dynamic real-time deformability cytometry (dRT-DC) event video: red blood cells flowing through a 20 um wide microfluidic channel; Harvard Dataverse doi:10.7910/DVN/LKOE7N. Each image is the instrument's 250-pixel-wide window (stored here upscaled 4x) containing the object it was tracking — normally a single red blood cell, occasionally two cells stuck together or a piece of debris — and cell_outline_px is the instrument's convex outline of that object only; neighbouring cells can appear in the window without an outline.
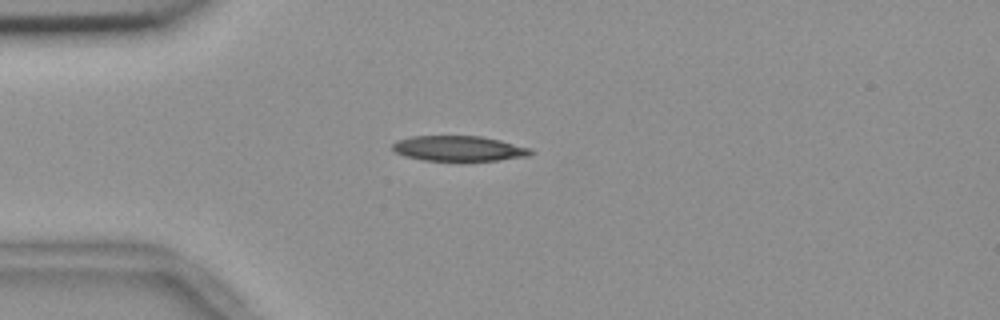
{"species": "common noctule bat (a hibernating species)", "species_latin": "Nyctalus noctula", "temperature_condition": "room temperature", "stored_images_in_passage": 7, "camera_frame_rate_fps": 3000, "um_per_image_px": 0.085, "animal": {"sex": "female", "body_mass_g": 18.4}, "frame": {"image": 1, "passage_image": 3, "time_ms": 0.667, "image_size_px": [1000, 320], "cell_outline_px": [[536, 152], [528, 156], [496, 160], [424, 160], [404, 156], [396, 152], [392, 148], [392, 144], [396, 140], [412, 136], [480, 136], [500, 140], [532, 148]], "centroid_in_image_um": [39.01, 12.61], "position_along_channel_um": 46.0, "area_um2": 20.29}}
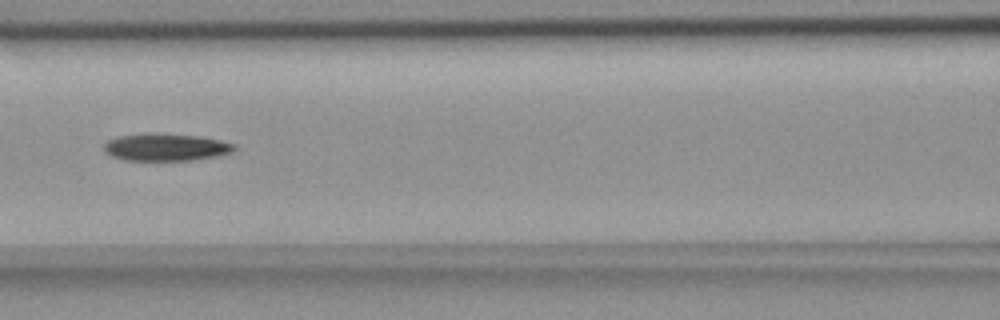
{"frame": {"image": 2, "passage_image": 6, "time_ms": 1.667, "image_size_px": [1000, 320], "cell_outline_px": [[236, 148], [232, 152], [216, 156], [192, 160], [124, 160], [112, 156], [104, 152], [104, 144], [108, 140], [120, 136], [148, 132], [152, 132], [200, 136], [220, 140], [236, 144]], "centroid_in_image_um": [14.1, 12.5], "position_along_channel_um": 152.5, "area_um2": 20.92}}
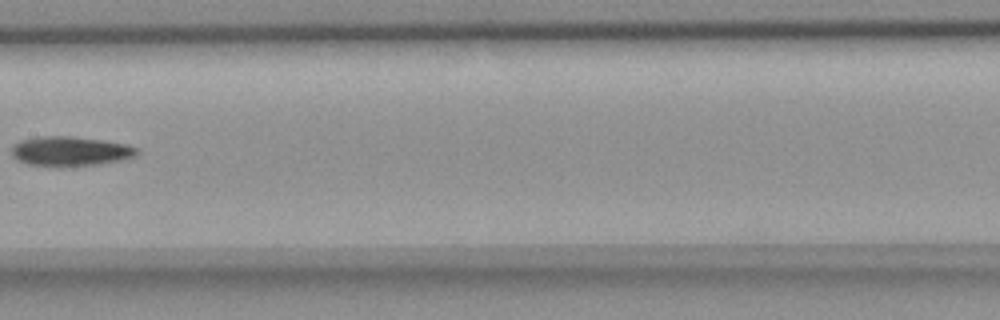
{"frame": {"image": 3, "passage_image": 7, "time_ms": 2.0, "image_size_px": [1000, 320], "cell_outline_px": [[140, 152], [136, 156], [124, 160], [96, 164], [56, 168], [28, 164], [16, 160], [12, 156], [12, 148], [20, 140], [40, 136], [72, 136], [100, 140], [124, 144], [136, 148]], "centroid_in_image_um": [5.95, 12.88], "position_along_channel_um": 201.5, "area_um2": 21.85}}